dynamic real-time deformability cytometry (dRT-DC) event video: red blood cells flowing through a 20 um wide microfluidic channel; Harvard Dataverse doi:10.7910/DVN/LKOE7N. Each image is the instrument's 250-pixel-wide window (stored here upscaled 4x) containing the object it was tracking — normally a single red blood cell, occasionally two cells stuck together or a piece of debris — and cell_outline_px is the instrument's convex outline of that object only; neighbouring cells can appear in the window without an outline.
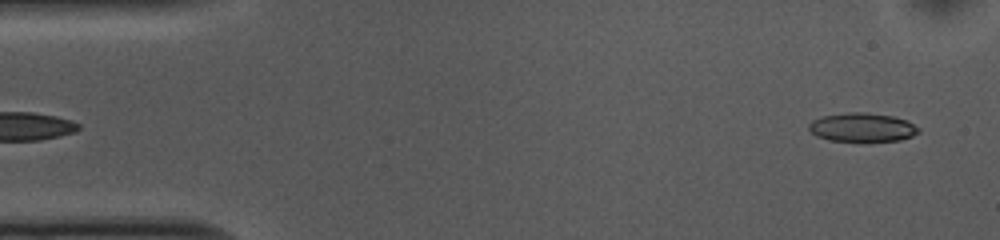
{"species": "common noctule bat (a hibernating species)", "species_latin": "Nyctalus noctula", "temperature_condition": "cold", "stored_images_in_passage": 52, "camera_frame_rate_fps": 3000, "um_per_image_px": 0.085, "animal": {"sex": "female", "body_mass_g": 10.0, "forearm_length_mm": 53.1}, "frame": {"image": 1, "passage_image": 2, "time_ms": 0.333, "image_size_px": [1000, 240], "cell_outline_px": [[920, 132], [912, 136], [900, 140], [828, 140], [816, 136], [808, 128], [808, 124], [812, 120], [820, 116], [848, 112], [864, 112], [892, 116], [908, 120], [920, 128]], "centroid_in_image_um": [73.29, 10.8], "position_along_channel_um": 11.7, "area_um2": 18.32}}
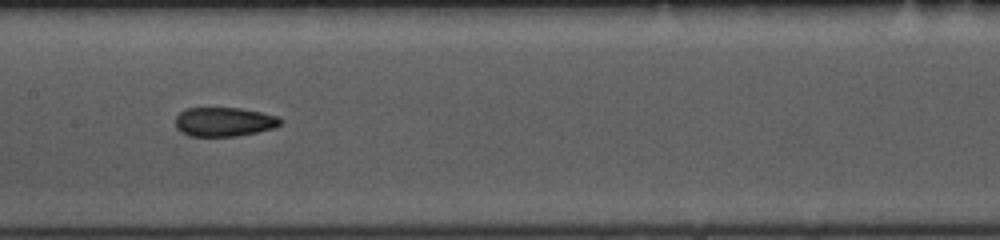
{"frame": {"image": 2, "passage_image": 24, "time_ms": 7.667, "image_size_px": [1000, 240], "cell_outline_px": [[284, 120], [280, 124], [272, 128], [256, 132], [236, 136], [188, 136], [180, 132], [176, 128], [176, 116], [184, 108], [240, 108], [280, 116]], "centroid_in_image_um": [19.03, 10.35], "position_along_channel_um": 188.4, "area_um2": 17.92}}
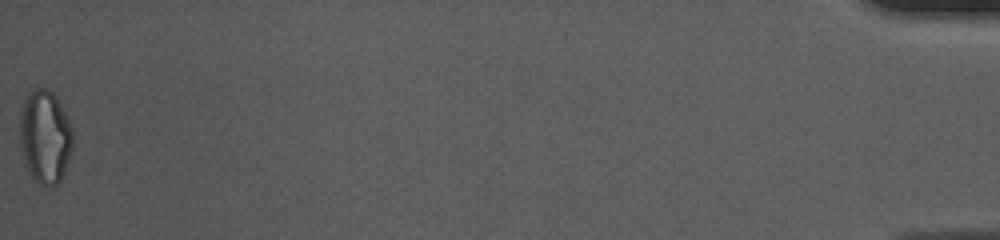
{"frame": {"image": 3, "passage_image": 52, "time_ms": 17.0, "image_size_px": [1000, 240], "cell_outline_px": [[72, 152], [64, 172], [60, 180], [56, 184], [48, 188], [32, 180], [24, 164], [20, 148], [20, 112], [24, 100], [28, 92], [36, 88], [48, 88], [56, 96], [72, 128]], "centroid_in_image_um": [3.8, 11.65], "position_along_channel_um": 431.4, "area_um2": 29.25}, "authors_computed_cell_mechanics": {"area_um2": 18.8428, "velocity_mm_per_s": 3.7217, "shape_relaxation_time_tau1_ms": 5.2651, "shape_relaxation_time_tau2_ms": 2.807, "deformation_change_tau1": 0.1433, "deformation_change_tau2": 0.1024}}